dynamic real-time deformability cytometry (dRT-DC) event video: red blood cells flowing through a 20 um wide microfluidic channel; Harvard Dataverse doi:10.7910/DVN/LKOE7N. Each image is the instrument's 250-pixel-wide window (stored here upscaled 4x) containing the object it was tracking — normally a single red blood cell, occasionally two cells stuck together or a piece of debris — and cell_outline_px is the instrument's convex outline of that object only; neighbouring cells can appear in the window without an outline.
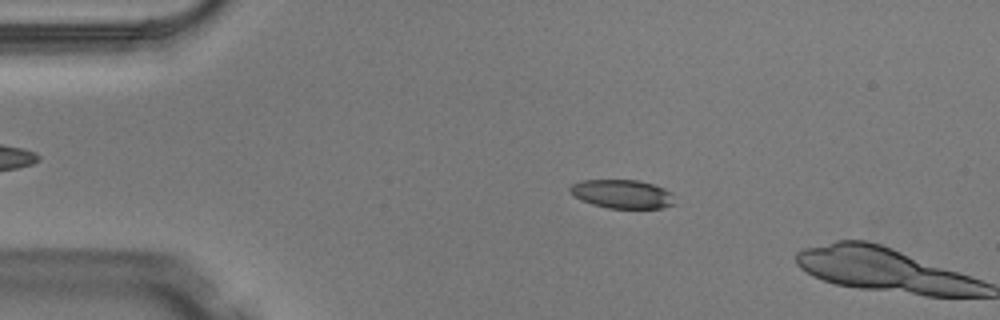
{"species": "Egyptian fruit bat (a non-hibernating species)", "species_latin": "Rousettus aegyptiacus", "temperature_condition": "warm", "stored_images_in_passage": 3, "camera_frame_rate_fps": 3000, "um_per_image_px": 0.085, "animal": {"sex": "male"}, "frame": {"image": 1, "passage_image": 2, "time_ms": 0.333, "image_size_px": [1000, 320], "cell_outline_px": [[676, 204], [664, 208], [608, 208], [592, 204], [580, 200], [572, 196], [568, 192], [568, 188], [572, 184], [580, 180], [636, 180], [652, 184], [664, 188], [672, 192]], "centroid_in_image_um": [52.87, 16.49], "position_along_channel_um": 32.1, "area_um2": 17.8}}